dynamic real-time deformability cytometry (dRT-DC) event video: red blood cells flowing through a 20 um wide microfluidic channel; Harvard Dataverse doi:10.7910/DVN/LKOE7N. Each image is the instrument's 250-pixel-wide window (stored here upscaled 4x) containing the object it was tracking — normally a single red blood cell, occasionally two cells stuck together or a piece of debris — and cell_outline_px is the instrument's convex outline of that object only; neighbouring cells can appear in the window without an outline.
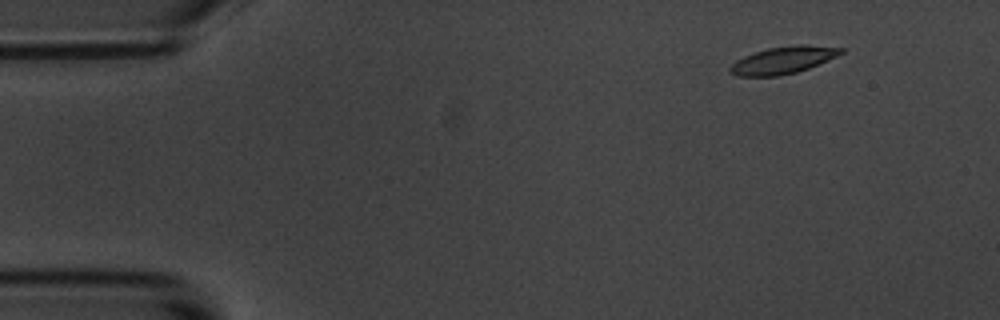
{"species": "common noctule bat (a hibernating species)", "species_latin": "Nyctalus noctula", "temperature_condition": "room temperature", "stored_images_in_passage": 2, "camera_frame_rate_fps": 3000, "um_per_image_px": 0.085, "animal": {"sex": "male", "body_mass_g": 20.1, "forearm_length_mm": 53.5}, "frame": {"image": 1, "passage_image": 2, "time_ms": 1.333, "image_size_px": [1000, 320], "cell_outline_px": [[844, 52], [836, 56], [808, 68], [796, 72], [780, 76], [736, 76], [728, 72], [728, 68], [736, 60], [744, 56], [768, 48], [796, 44], [804, 44], [844, 48]], "centroid_in_image_um": [66.53, 5.11], "position_along_channel_um": 18.5, "area_um2": 17.51}}